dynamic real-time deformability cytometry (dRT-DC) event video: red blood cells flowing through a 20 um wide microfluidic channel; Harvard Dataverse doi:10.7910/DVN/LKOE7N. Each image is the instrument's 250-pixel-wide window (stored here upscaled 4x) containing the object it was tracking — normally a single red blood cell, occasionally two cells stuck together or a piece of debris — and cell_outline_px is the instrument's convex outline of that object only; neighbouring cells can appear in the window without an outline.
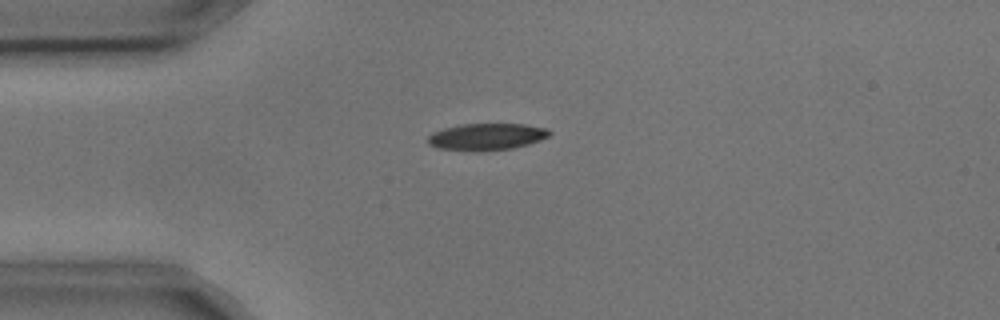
{"species": "common noctule bat (a hibernating species)", "species_latin": "Nyctalus noctula", "temperature_condition": "cold", "stored_images_in_passage": 8, "camera_frame_rate_fps": 3000, "um_per_image_px": 0.085, "animal": {"sex": "male", "body_mass_g": 17.9, "forearm_length_mm": 54.2}, "frame": {"image": 1, "passage_image": 1, "time_ms": 0.0, "image_size_px": [1000, 320], "cell_outline_px": [[552, 132], [548, 136], [540, 140], [528, 144], [512, 148], [476, 152], [436, 148], [428, 144], [428, 136], [432, 132], [444, 128], [460, 124], [524, 124], [548, 128]], "centroid_in_image_um": [41.34, 11.62], "position_along_channel_um": 43.7, "area_um2": 19.19}}
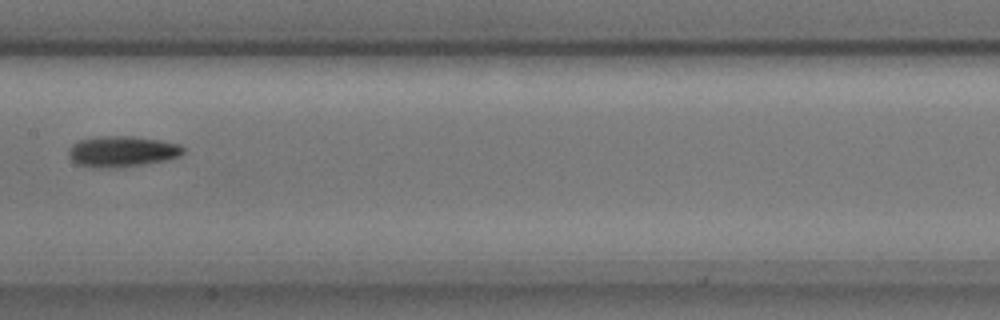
{"frame": {"image": 2, "passage_image": 5, "time_ms": 1.333, "image_size_px": [1000, 320], "cell_outline_px": [[184, 152], [180, 156], [164, 160], [144, 164], [112, 168], [96, 168], [76, 164], [68, 156], [68, 148], [72, 144], [80, 140], [100, 136], [132, 136], [160, 140], [180, 144], [184, 148]], "centroid_in_image_um": [10.35, 12.87], "position_along_channel_um": 197.0, "area_um2": 20.69}}
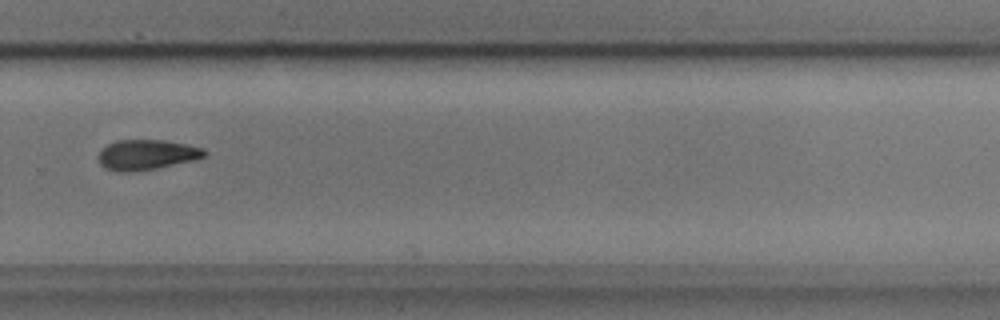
{"frame": {"image": 3, "passage_image": 8, "time_ms": 2.333, "image_size_px": [1000, 320], "cell_outline_px": [[208, 152], [204, 156], [196, 160], [156, 168], [124, 172], [116, 172], [104, 168], [100, 164], [100, 152], [108, 144], [116, 140], [164, 140], [204, 148]], "centroid_in_image_um": [12.49, 13.15], "position_along_channel_um": 317.3, "area_um2": 18.5}}